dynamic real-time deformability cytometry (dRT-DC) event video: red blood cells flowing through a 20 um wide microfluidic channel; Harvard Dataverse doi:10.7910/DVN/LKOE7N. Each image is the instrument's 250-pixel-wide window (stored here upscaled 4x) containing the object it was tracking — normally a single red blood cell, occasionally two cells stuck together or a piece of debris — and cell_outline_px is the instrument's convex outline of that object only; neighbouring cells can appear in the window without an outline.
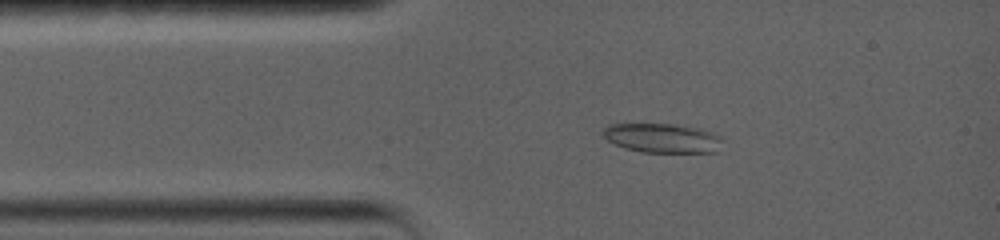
{"species": "common noctule bat (a hibernating species)", "species_latin": "Nyctalus noctula", "temperature_condition": "warm", "stored_images_in_passage": 30, "camera_frame_rate_fps": 5000, "um_per_image_px": 0.085, "animal": {"sex": "female", "body_mass_g": 19.0, "forearm_length_mm": 56.7}, "frame": {"image": 1, "passage_image": 8, "time_ms": 2.4, "image_size_px": [1000, 240], "cell_outline_px": [[724, 140], [716, 152], [640, 152], [624, 148], [608, 140], [604, 136], [604, 128], [608, 124], [672, 124], [700, 128], [712, 132], [720, 136]], "centroid_in_image_um": [56.33, 11.74], "position_along_channel_um": 28.7, "area_um2": 20.4}}
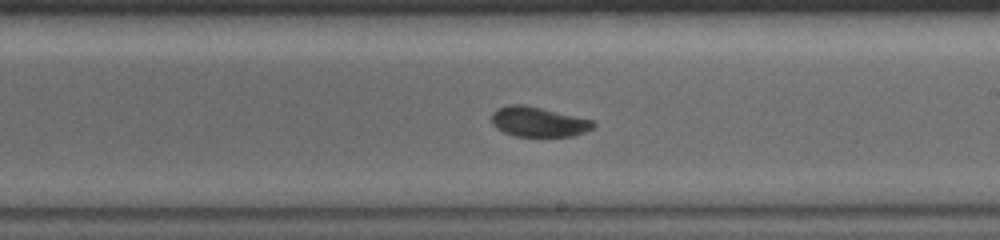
{"frame": {"image": 2, "passage_image": 18, "time_ms": 9.0, "image_size_px": [1000, 240], "cell_outline_px": [[596, 124], [592, 128], [584, 132], [572, 136], [516, 136], [504, 132], [496, 128], [492, 124], [492, 112], [496, 108], [508, 104], [524, 104], [592, 120]], "centroid_in_image_um": [45.71, 10.34], "position_along_channel_um": 243.3, "area_um2": 17.63}}
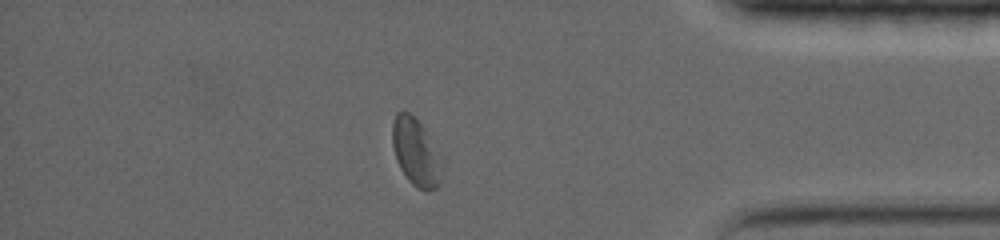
{"frame": {"image": 3, "passage_image": 26, "time_ms": 14.2, "image_size_px": [1000, 240], "cell_outline_px": [[444, 168], [440, 184], [436, 188], [420, 188], [412, 184], [408, 180], [400, 168], [396, 160], [392, 144], [392, 120], [396, 112], [408, 112], [424, 128], [444, 156]], "centroid_in_image_um": [35.4, 12.93], "position_along_channel_um": 399.8, "area_um2": 19.94}, "authors_computed_cell_mechanics": {"area_um2": 19.3052, "velocity_mm_per_s": 3.5167, "shape_relaxation_time_tau1_ms": 5.609, "shape_relaxation_time_tau2_ms": 8.2274, "deformation_change_tau1": 0.1114, "deformation_change_tau2": 0.0928}}